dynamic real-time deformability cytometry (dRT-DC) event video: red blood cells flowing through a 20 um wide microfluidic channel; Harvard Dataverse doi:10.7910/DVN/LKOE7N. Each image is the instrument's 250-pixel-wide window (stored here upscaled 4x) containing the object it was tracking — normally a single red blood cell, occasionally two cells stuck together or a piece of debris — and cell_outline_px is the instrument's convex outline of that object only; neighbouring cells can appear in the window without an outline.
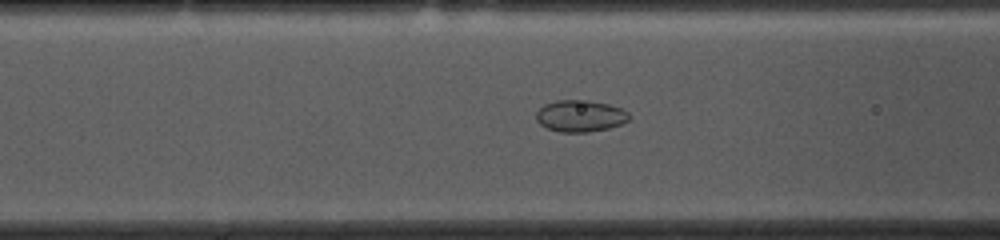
{"species": "common noctule bat (a hibernating species)", "species_latin": "Nyctalus noctula", "temperature_condition": "cold", "stored_images_in_passage": 44, "camera_frame_rate_fps": 3000, "um_per_image_px": 0.085, "animal": {"sex": "female", "body_mass_g": 10.0, "forearm_length_mm": 53.1}, "frame": {"image": 1, "passage_image": 20, "time_ms": 6.333, "image_size_px": [1000, 240], "cell_outline_px": [[632, 116], [628, 120], [620, 124], [608, 128], [588, 132], [560, 132], [548, 128], [540, 124], [536, 120], [536, 112], [544, 104], [556, 100], [588, 100], [608, 104], [620, 108], [628, 112]], "centroid_in_image_um": [49.31, 9.85], "position_along_channel_um": 117.3, "area_um2": 17.17}}
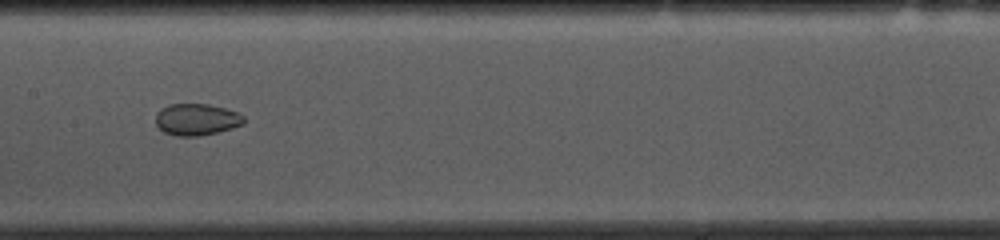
{"frame": {"image": 2, "passage_image": 26, "time_ms": 8.333, "image_size_px": [1000, 240], "cell_outline_px": [[244, 124], [232, 128], [216, 132], [196, 136], [176, 136], [164, 132], [156, 124], [156, 112], [160, 108], [168, 104], [208, 104], [224, 108], [236, 112], [244, 116]], "centroid_in_image_um": [16.68, 10.15], "position_along_channel_um": 190.7, "area_um2": 16.24}}
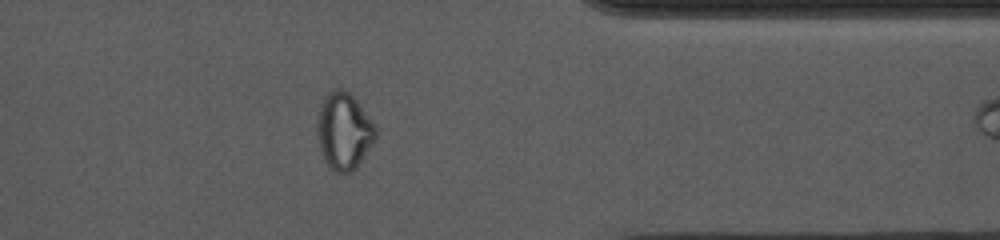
{"frame": {"image": 3, "passage_image": 43, "time_ms": 14.0, "image_size_px": [1000, 240], "cell_outline_px": [[376, 136], [356, 168], [352, 172], [336, 172], [328, 164], [320, 148], [316, 132], [316, 124], [320, 104], [324, 96], [328, 92], [340, 88], [348, 92], [356, 100], [376, 128]], "centroid_in_image_um": [29.19, 11.12], "position_along_channel_um": 382.2, "area_um2": 25.61}}